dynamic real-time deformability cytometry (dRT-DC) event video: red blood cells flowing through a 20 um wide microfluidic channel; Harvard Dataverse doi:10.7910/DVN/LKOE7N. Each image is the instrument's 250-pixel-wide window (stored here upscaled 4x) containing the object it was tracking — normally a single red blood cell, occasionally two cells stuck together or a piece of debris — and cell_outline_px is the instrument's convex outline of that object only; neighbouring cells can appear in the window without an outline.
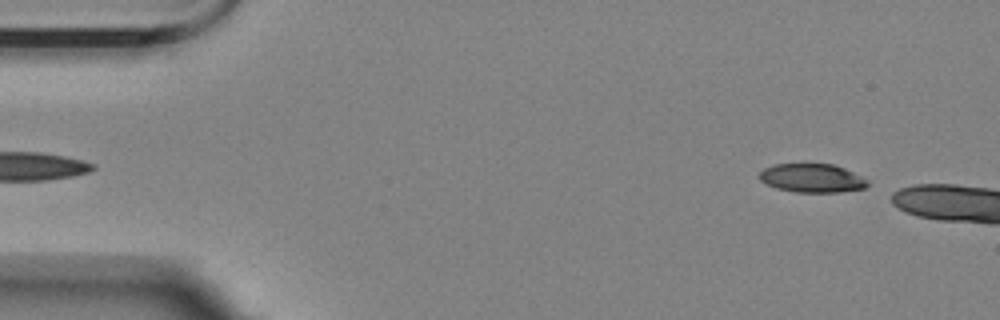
{"species": "Egyptian fruit bat (a non-hibernating species)", "species_latin": "Rousettus aegyptiacus", "temperature_condition": "room temperature", "stored_images_in_passage": 6, "camera_frame_rate_fps": 3000, "um_per_image_px": 0.085, "animal": {"sex": "female"}, "frame": {"image": 1, "passage_image": 6, "time_ms": 5.667, "image_size_px": [1000, 320], "cell_outline_px": [[868, 184], [864, 188], [840, 192], [796, 192], [776, 188], [760, 180], [756, 176], [764, 168], [772, 164], [832, 164], [844, 168], [868, 180]], "centroid_in_image_um": [68.98, 15.13], "position_along_channel_um": 16.0, "area_um2": 18.03}}